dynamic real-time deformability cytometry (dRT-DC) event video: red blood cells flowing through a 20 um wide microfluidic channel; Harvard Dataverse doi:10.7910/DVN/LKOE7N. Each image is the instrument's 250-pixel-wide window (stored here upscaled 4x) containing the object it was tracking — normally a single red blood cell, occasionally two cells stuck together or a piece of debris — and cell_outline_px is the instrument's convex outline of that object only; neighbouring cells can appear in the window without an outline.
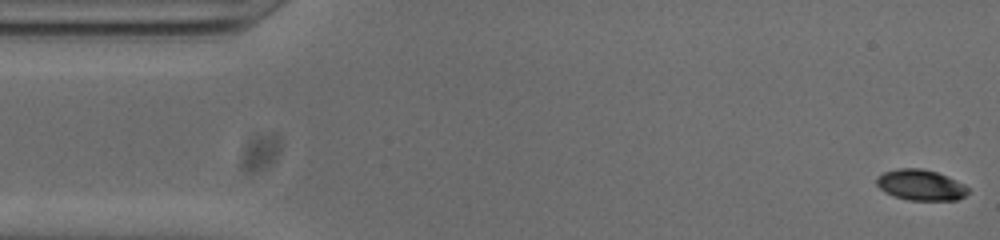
{"species": "common noctule bat (a hibernating species)", "species_latin": "Nyctalus noctula", "temperature_condition": "cold", "stored_images_in_passage": 52, "camera_frame_rate_fps": 3000, "um_per_image_px": 0.085, "animal": {"sex": "male", "body_mass_g": 20.0, "forearm_length_mm": 53.3}, "frame": {"image": 1, "passage_image": 1, "time_ms": 0.0, "image_size_px": [1000, 240], "cell_outline_px": [[968, 192], [964, 196], [956, 200], [912, 200], [896, 196], [884, 192], [876, 184], [876, 180], [884, 172], [900, 168], [920, 168], [936, 172], [964, 184], [968, 188]], "centroid_in_image_um": [78.26, 15.72], "position_along_channel_um": 6.7, "area_um2": 16.07}}
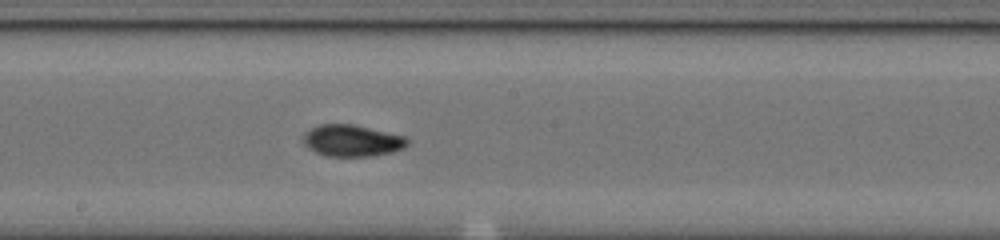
{"frame": {"image": 2, "passage_image": 27, "time_ms": 8.667, "image_size_px": [1000, 240], "cell_outline_px": [[408, 144], [404, 148], [392, 152], [368, 156], [328, 156], [316, 152], [308, 148], [304, 144], [304, 132], [320, 124], [352, 124], [404, 136], [408, 140]], "centroid_in_image_um": [29.91, 11.95], "position_along_channel_um": 218.3, "area_um2": 18.96}}
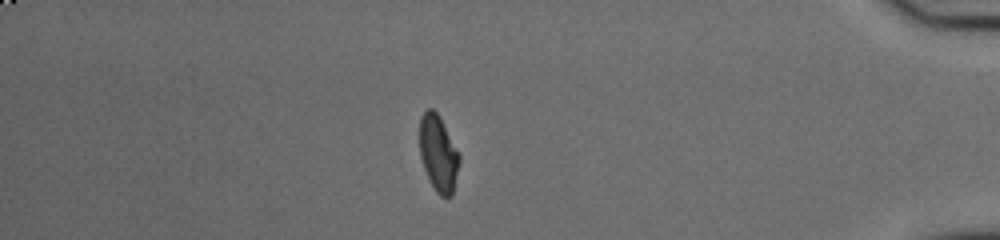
{"frame": {"image": 3, "passage_image": 45, "time_ms": 14.667, "image_size_px": [1000, 240], "cell_outline_px": [[460, 160], [452, 196], [440, 196], [436, 192], [428, 180], [420, 156], [420, 116], [428, 108], [432, 108], [440, 116], [460, 156]], "centroid_in_image_um": [37.25, 13.04], "position_along_channel_um": 398.0, "area_um2": 17.63}, "authors_computed_cell_mechanics": {"area_um2": 18.0625, "velocity_mm_per_s": 3.7938, "shape_relaxation_time_tau1_ms": 5.198, "shape_relaxation_time_tau2_ms": 2.0506, "deformation_change_tau1": 0.197, "deformation_change_tau2": 0.0594}}